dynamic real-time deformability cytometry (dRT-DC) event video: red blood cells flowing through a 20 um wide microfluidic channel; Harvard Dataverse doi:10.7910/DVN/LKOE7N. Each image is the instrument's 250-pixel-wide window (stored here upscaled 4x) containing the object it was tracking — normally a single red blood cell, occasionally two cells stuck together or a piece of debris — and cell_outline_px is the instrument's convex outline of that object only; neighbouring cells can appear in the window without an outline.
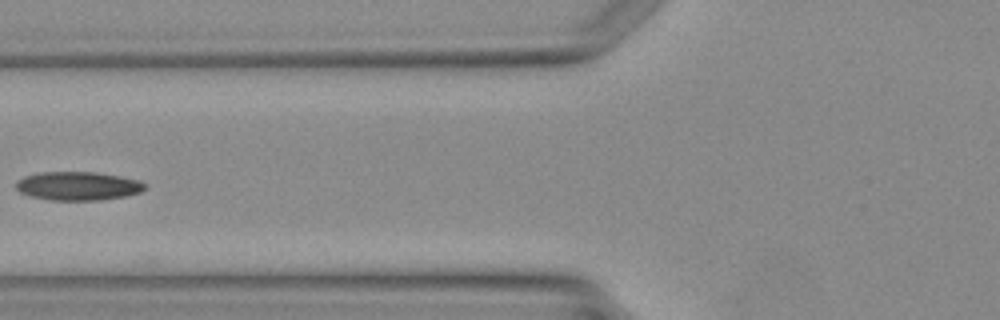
{"species": "Egyptian fruit bat (a non-hibernating species)", "species_latin": "Rousettus aegyptiacus", "temperature_condition": "warm", "stored_images_in_passage": 4, "camera_frame_rate_fps": 3000, "um_per_image_px": 0.085, "animal": {"sex": "female"}, "frame": {"image": 1, "passage_image": 4, "time_ms": 3.667, "image_size_px": [1000, 320], "cell_outline_px": [[148, 184], [140, 192], [124, 196], [100, 200], [52, 200], [32, 196], [20, 192], [16, 188], [16, 180], [24, 176], [40, 172], [96, 172], [120, 176], [140, 180]], "centroid_in_image_um": [6.63, 15.8], "position_along_channel_um": 119.2, "area_um2": 21.5}}